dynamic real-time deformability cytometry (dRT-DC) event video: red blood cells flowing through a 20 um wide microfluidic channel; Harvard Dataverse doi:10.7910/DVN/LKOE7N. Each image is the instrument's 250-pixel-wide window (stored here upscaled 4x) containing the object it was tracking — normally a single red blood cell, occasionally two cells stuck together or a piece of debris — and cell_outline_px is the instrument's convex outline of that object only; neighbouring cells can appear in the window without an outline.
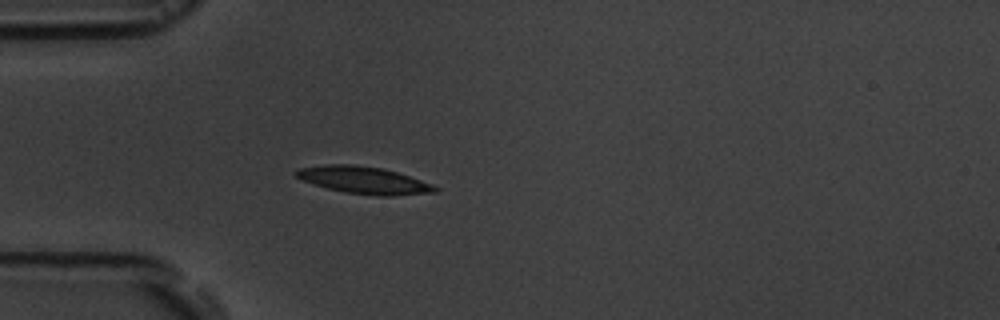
{"species": "common noctule bat (a hibernating species)", "species_latin": "Nyctalus noctula", "temperature_condition": "room temperature", "stored_images_in_passage": 5, "camera_frame_rate_fps": 3000, "um_per_image_px": 0.085, "animal": {"sex": "male", "body_mass_g": 19.5, "forearm_length_mm": 54.6}, "frame": {"image": 1, "passage_image": 5, "time_ms": 4.667, "image_size_px": [1000, 320], "cell_outline_px": [[440, 188], [436, 192], [392, 196], [376, 196], [344, 192], [328, 188], [304, 180], [296, 176], [292, 172], [300, 168], [328, 164], [352, 164], [384, 168], [432, 184]], "centroid_in_image_um": [30.95, 15.31], "position_along_channel_um": 54.1, "area_um2": 21.85}}